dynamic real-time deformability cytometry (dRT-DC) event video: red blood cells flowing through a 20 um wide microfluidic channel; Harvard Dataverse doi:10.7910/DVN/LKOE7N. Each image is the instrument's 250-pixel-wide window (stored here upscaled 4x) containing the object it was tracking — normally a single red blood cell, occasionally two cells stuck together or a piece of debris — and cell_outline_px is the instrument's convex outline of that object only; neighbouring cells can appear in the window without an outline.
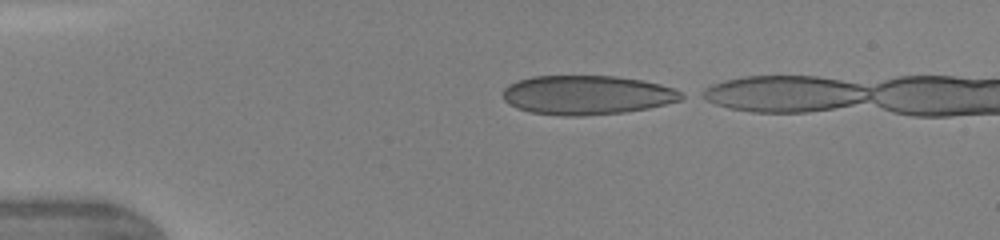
{"species": "human", "species_latin": "Homo sapiens", "temperature_condition": "warm", "stored_images_in_passage": 10, "camera_frame_rate_fps": 3000, "um_per_image_px": 0.085, "donor": {"sex": "female"}, "frame": {"image": 1, "passage_image": 1, "time_ms": 0.0, "image_size_px": [1000, 240], "cell_outline_px": [[688, 96], [684, 100], [648, 108], [624, 112], [580, 116], [564, 116], [532, 112], [516, 108], [508, 104], [504, 100], [504, 88], [508, 84], [516, 80], [532, 76], [616, 76], [644, 80], [660, 84], [672, 88]], "centroid_in_image_um": [49.91, 8.07], "position_along_channel_um": 35.1, "area_um2": 41.04}}